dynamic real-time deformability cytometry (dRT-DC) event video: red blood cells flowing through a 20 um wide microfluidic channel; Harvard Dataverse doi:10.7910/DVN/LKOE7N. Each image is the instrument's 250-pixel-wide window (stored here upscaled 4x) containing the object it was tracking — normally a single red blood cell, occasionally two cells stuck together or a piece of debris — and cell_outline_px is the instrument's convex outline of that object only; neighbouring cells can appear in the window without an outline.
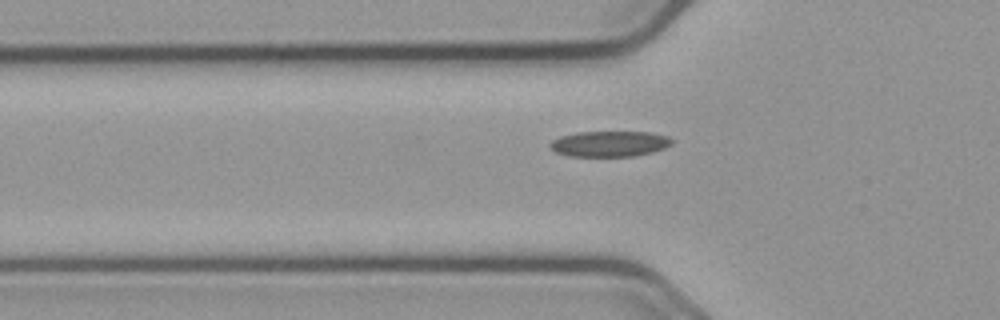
{"species": "common noctule bat (a hibernating species)", "species_latin": "Nyctalus noctula", "temperature_condition": "cold", "stored_images_in_passage": 38, "camera_frame_rate_fps": 3000, "um_per_image_px": 0.085, "animal": {"sex": "male", "body_mass_g": 23.1, "forearm_length_mm": 52.7}, "frame": {"image": 1, "passage_image": 5, "time_ms": 1.333, "image_size_px": [1000, 320], "cell_outline_px": [[672, 144], [664, 148], [652, 152], [636, 156], [568, 156], [556, 152], [548, 144], [552, 140], [560, 136], [576, 132], [648, 132], [668, 136], [672, 140]], "centroid_in_image_um": [51.8, 12.22], "position_along_channel_um": 74.0, "area_um2": 18.21}}
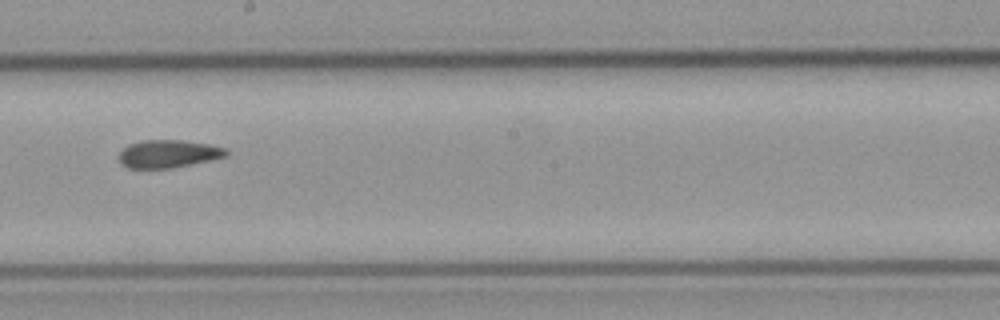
{"frame": {"image": 2, "passage_image": 18, "time_ms": 5.667, "image_size_px": [1000, 320], "cell_outline_px": [[228, 156], [168, 168], [128, 168], [120, 164], [120, 152], [128, 144], [140, 140], [184, 140], [208, 144], [224, 148], [228, 152]], "centroid_in_image_um": [14.27, 13.06], "position_along_channel_um": 233.9, "area_um2": 17.17}}
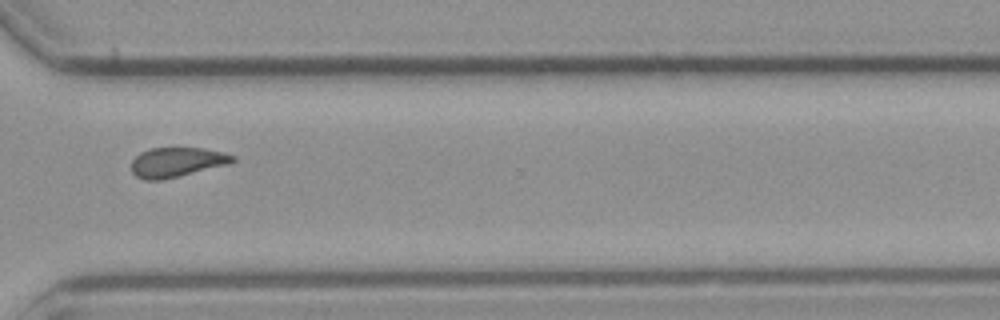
{"frame": {"image": 3, "passage_image": 28, "time_ms": 9.0, "image_size_px": [1000, 320], "cell_outline_px": [[236, 160], [228, 164], [160, 180], [144, 180], [136, 176], [132, 172], [132, 160], [140, 152], [148, 148], [204, 148], [224, 152], [236, 156]], "centroid_in_image_um": [15.02, 13.77], "position_along_channel_um": 355.6, "area_um2": 17.4}, "authors_computed_cell_mechanics": {"area_um2": 17.7735, "velocity_mm_per_s": 3.6604, "shape_relaxation_time_tau1_ms": null, "shape_relaxation_time_tau2_ms": 4.2127, "deformation_change_tau1": null, "deformation_change_tau2": 0.1086}}